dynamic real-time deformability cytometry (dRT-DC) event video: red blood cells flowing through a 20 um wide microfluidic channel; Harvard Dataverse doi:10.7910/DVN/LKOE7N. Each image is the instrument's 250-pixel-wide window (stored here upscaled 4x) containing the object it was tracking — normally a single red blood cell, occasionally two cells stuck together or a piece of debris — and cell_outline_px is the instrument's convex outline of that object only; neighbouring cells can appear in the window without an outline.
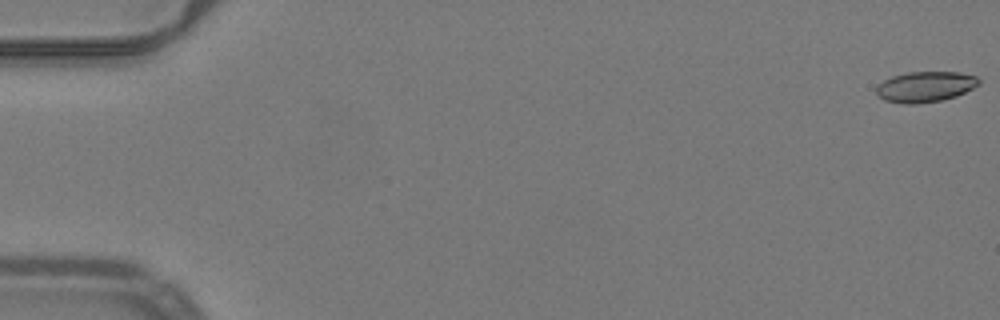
{"species": "common noctule bat (a hibernating species)", "species_latin": "Nyctalus noctula", "temperature_condition": "warm", "stored_images_in_passage": 53, "camera_frame_rate_fps": 3000, "um_per_image_px": 0.085, "animal": {"sex": "male", "body_mass_g": 19.2, "forearm_length_mm": 51.8}, "frame": {"image": 1, "passage_image": 1, "time_ms": 0.0, "image_size_px": [1000, 320], "cell_outline_px": [[980, 84], [956, 96], [940, 100], [916, 104], [904, 104], [884, 100], [876, 92], [876, 88], [884, 80], [892, 76], [908, 72], [960, 72], [976, 76], [980, 80]], "centroid_in_image_um": [78.66, 7.37], "position_along_channel_um": 6.3, "area_um2": 18.15}}
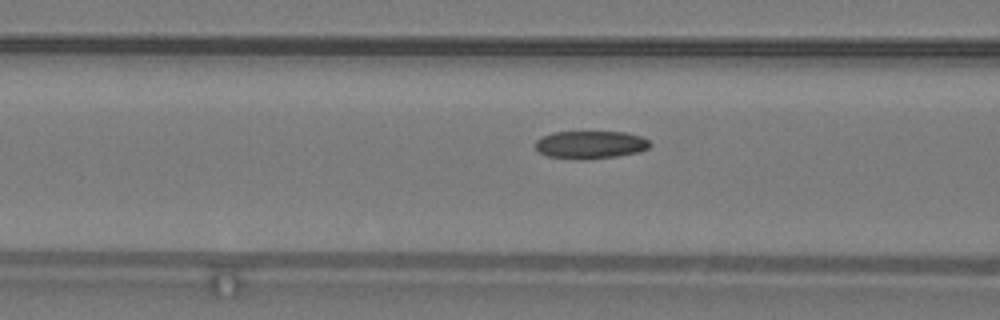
{"frame": {"image": 2, "passage_image": 22, "time_ms": 7.0, "image_size_px": [1000, 320], "cell_outline_px": [[652, 144], [648, 148], [640, 152], [616, 156], [584, 160], [576, 160], [548, 156], [540, 152], [536, 148], [536, 140], [552, 132], [628, 132], [640, 136], [648, 140]], "centroid_in_image_um": [50.21, 12.31], "position_along_channel_um": 116.4, "area_um2": 18.67}}
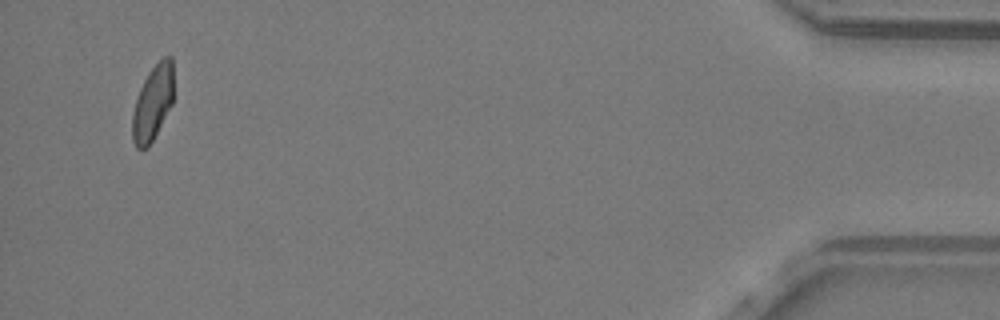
{"frame": {"image": 3, "passage_image": 51, "time_ms": 16.667, "image_size_px": [1000, 320], "cell_outline_px": [[172, 104], [148, 148], [136, 148], [132, 140], [132, 116], [136, 100], [140, 88], [148, 72], [164, 56], [172, 56]], "centroid_in_image_um": [12.97, 8.76], "position_along_channel_um": 422.2, "area_um2": 17.74}, "authors_computed_cell_mechanics": {"area_um2": 18.8428, "velocity_mm_per_s": 4.002, "shape_relaxation_time_tau1_ms": null, "shape_relaxation_time_tau2_ms": 2.3797, "deformation_change_tau1": null, "deformation_change_tau2": 0.0778}}